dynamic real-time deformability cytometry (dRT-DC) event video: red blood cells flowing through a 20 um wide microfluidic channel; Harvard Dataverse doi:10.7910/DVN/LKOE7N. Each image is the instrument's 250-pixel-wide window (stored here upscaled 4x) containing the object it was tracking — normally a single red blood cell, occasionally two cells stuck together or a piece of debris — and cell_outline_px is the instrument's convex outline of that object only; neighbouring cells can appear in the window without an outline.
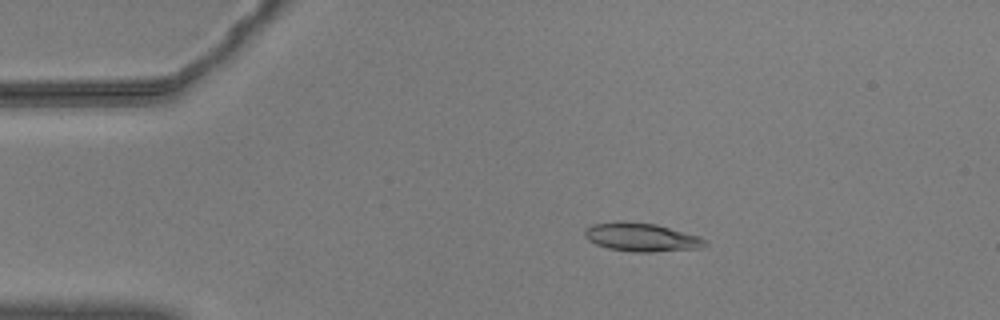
{"species": "common noctule bat (a hibernating species)", "species_latin": "Nyctalus noctula", "temperature_condition": "warm", "stored_images_in_passage": 53, "camera_frame_rate_fps": 3000, "um_per_image_px": 0.085, "animal": {"sex": "male", "body_mass_g": 20.5, "forearm_length_mm": 52.5}, "frame": {"image": 1, "passage_image": 8, "time_ms": 2.333, "image_size_px": [1000, 320], "cell_outline_px": [[708, 244], [700, 248], [652, 252], [636, 252], [608, 248], [596, 244], [588, 240], [584, 236], [584, 232], [592, 224], [656, 224], [700, 236], [708, 240]], "centroid_in_image_um": [54.62, 20.21], "position_along_channel_um": 30.4, "area_um2": 19.19}}
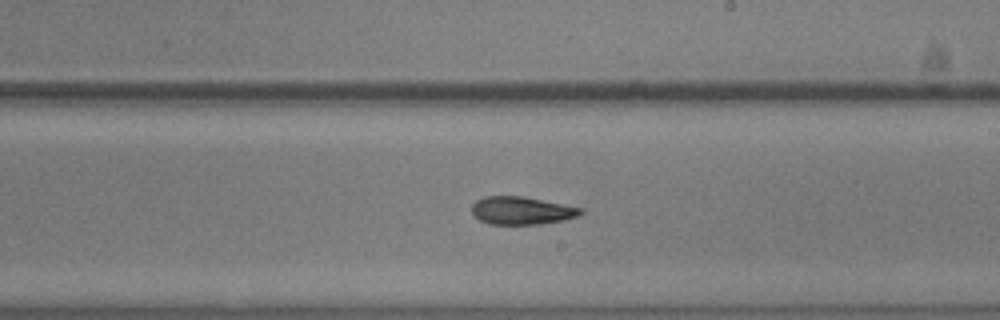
{"frame": {"image": 2, "passage_image": 30, "time_ms": 9.667, "image_size_px": [1000, 320], "cell_outline_px": [[584, 212], [576, 216], [560, 220], [540, 224], [488, 224], [480, 220], [472, 212], [472, 204], [476, 200], [484, 196], [524, 196], [584, 208]], "centroid_in_image_um": [44.33, 17.88], "position_along_channel_um": 244.7, "area_um2": 17.63}}
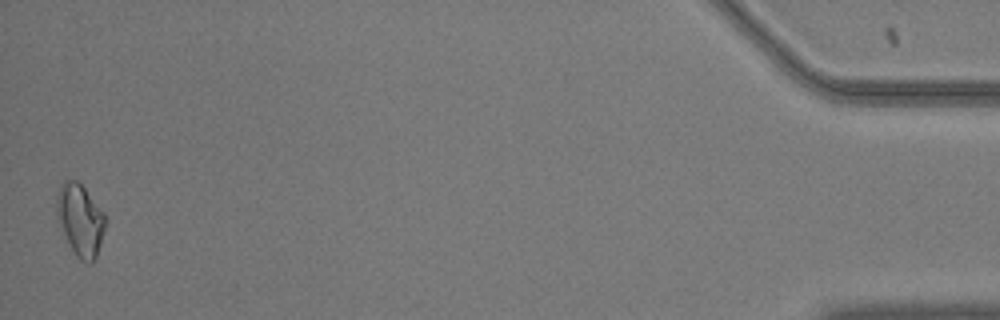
{"frame": {"image": 3, "passage_image": 53, "time_ms": 17.333, "image_size_px": [1000, 320], "cell_outline_px": [[104, 228], [100, 244], [96, 256], [92, 264], [88, 264], [80, 260], [76, 256], [56, 216], [56, 196], [60, 184], [64, 180], [76, 180], [84, 188], [104, 212]], "centroid_in_image_um": [6.8, 18.68], "position_along_channel_um": 428.4, "area_um2": 20.0}, "authors_computed_cell_mechanics": {"area_um2": 18.6116, "velocity_mm_per_s": 3.6035, "shape_relaxation_time_tau1_ms": 5.8889, "shape_relaxation_time_tau2_ms": 3.6944, "deformation_change_tau1": 0.1186, "deformation_change_tau2": 0.0998}}